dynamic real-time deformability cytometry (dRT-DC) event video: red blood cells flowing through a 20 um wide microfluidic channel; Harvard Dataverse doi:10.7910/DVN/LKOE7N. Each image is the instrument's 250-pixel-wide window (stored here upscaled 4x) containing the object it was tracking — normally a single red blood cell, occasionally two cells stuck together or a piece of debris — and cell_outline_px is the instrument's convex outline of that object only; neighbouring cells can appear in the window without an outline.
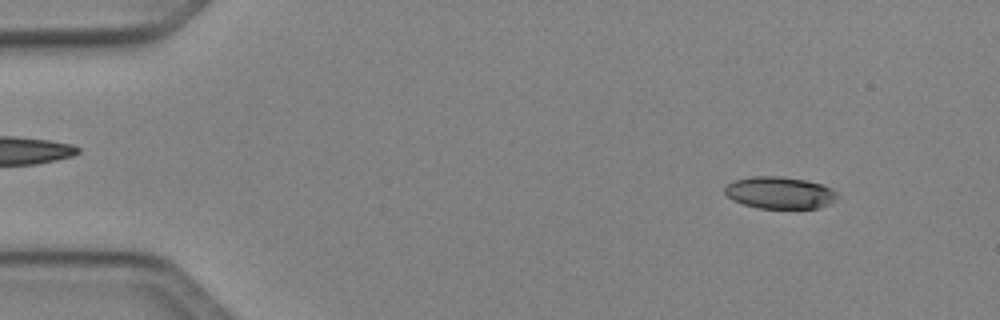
{"species": "Egyptian fruit bat (a non-hibernating species)", "species_latin": "Rousettus aegyptiacus", "temperature_condition": "cold", "stored_images_in_passage": 49, "camera_frame_rate_fps": 3000, "um_per_image_px": 0.085, "animal": {"sex": "female"}, "frame": {"image": 1, "passage_image": 5, "time_ms": 1.333, "image_size_px": [1000, 320], "cell_outline_px": [[840, 196], [832, 204], [816, 208], [756, 208], [732, 200], [724, 192], [724, 188], [732, 180], [752, 176], [780, 176], [804, 180], [820, 184], [832, 188]], "centroid_in_image_um": [66.29, 16.38], "position_along_channel_um": 18.7, "area_um2": 21.15}}
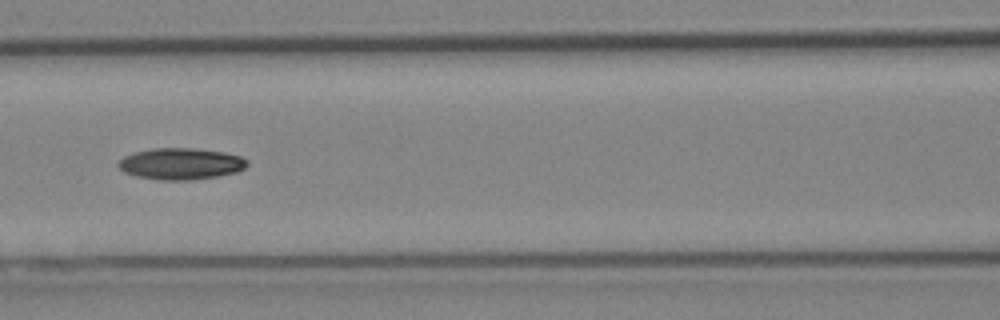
{"frame": {"image": 2, "passage_image": 22, "time_ms": 7.0, "image_size_px": [1000, 320], "cell_outline_px": [[248, 164], [244, 168], [236, 172], [220, 176], [192, 180], [160, 180], [136, 176], [124, 172], [116, 164], [124, 156], [136, 152], [152, 148], [192, 148], [224, 152], [240, 156], [248, 160]], "centroid_in_image_um": [15.38, 13.92], "position_along_channel_um": 151.2, "area_um2": 23.7}}
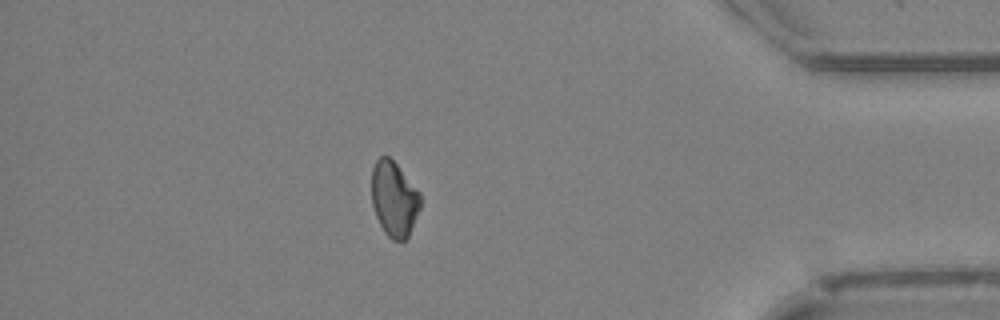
{"frame": {"image": 3, "passage_image": 43, "time_ms": 14.0, "image_size_px": [1000, 320], "cell_outline_px": [[420, 208], [408, 236], [404, 240], [392, 240], [384, 232], [376, 216], [372, 204], [372, 168], [376, 160], [380, 156], [388, 156], [396, 164], [420, 192]], "centroid_in_image_um": [33.49, 16.9], "position_along_channel_um": 401.7, "area_um2": 21.15}, "authors_computed_cell_mechanics": {"area_um2": 22.3108, "velocity_mm_per_s": 4.1165, "shape_relaxation_time_tau1_ms": 4.9743, "shape_relaxation_time_tau2_ms": null, "deformation_change_tau1": 0.1001, "deformation_change_tau2": null}}